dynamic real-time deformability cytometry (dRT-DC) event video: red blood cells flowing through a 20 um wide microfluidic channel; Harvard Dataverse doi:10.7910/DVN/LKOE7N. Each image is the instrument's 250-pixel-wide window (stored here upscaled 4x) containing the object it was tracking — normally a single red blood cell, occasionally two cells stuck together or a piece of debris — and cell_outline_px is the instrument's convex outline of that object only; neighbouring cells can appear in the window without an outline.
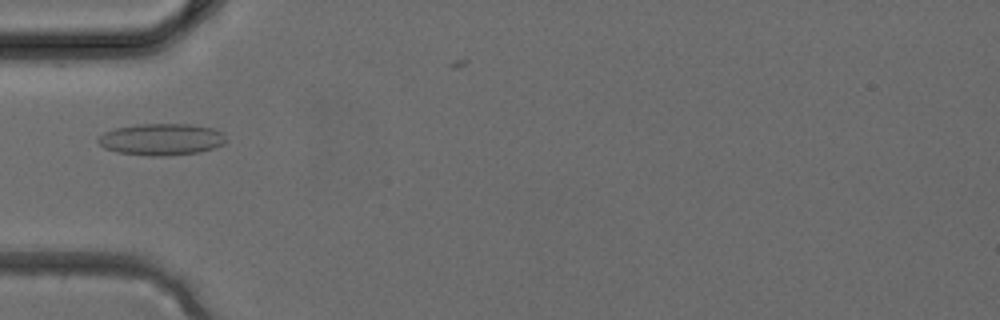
{"species": "common noctule bat (a hibernating species)", "species_latin": "Nyctalus noctula", "temperature_condition": "cold", "stored_images_in_passage": 2, "camera_frame_rate_fps": 3000, "um_per_image_px": 0.085, "animal": {"sex": "female", "body_mass_g": 24.6, "forearm_length_mm": 56.2}, "frame": {"image": 1, "passage_image": 2, "time_ms": 0.333, "image_size_px": [1000, 320], "cell_outline_px": [[228, 140], [224, 144], [200, 152], [164, 156], [152, 156], [116, 152], [104, 148], [96, 140], [104, 132], [116, 128], [140, 124], [192, 124], [212, 128], [220, 132]], "centroid_in_image_um": [13.72, 11.85], "position_along_channel_um": 71.3, "area_um2": 23.58}}